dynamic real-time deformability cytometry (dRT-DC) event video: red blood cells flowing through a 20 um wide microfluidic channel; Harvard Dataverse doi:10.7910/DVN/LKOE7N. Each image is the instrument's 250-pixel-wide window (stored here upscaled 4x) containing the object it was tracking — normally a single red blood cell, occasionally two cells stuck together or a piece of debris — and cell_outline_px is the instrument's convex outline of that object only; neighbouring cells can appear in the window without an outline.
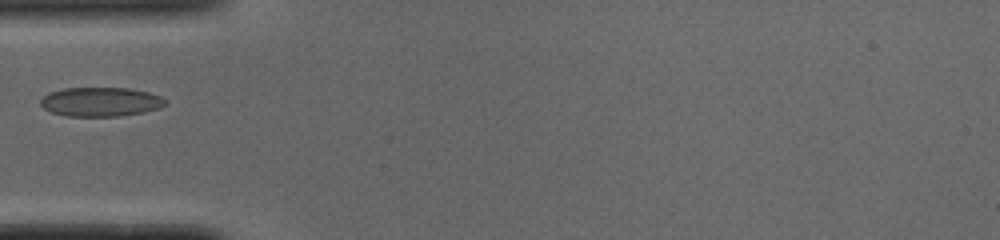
{"species": "common noctule bat (a hibernating species)", "species_latin": "Nyctalus noctula", "temperature_condition": "cold", "stored_images_in_passage": 36, "camera_frame_rate_fps": 3000, "um_per_image_px": 0.085, "animal": {"sex": "male", "body_mass_g": 19.0, "forearm_length_mm": 50.8}, "frame": {"image": 1, "passage_image": 1, "time_ms": 0.0, "image_size_px": [1000, 240], "cell_outline_px": [[168, 104], [160, 108], [144, 112], [120, 116], [68, 116], [52, 112], [44, 108], [40, 104], [40, 100], [48, 92], [64, 88], [128, 88], [148, 92], [160, 96], [168, 100]], "centroid_in_image_um": [8.59, 8.65], "position_along_channel_um": 76.4, "area_um2": 21.33}}
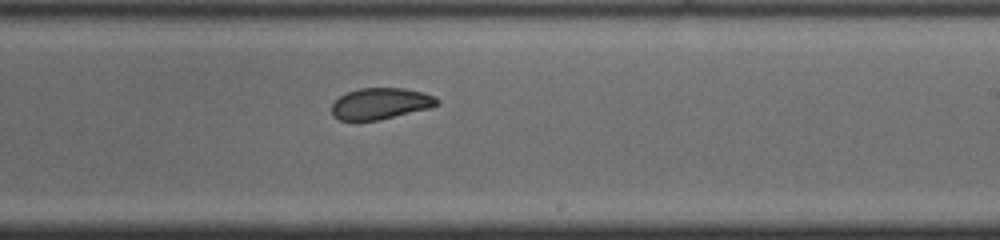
{"frame": {"image": 2, "passage_image": 15, "time_ms": 4.667, "image_size_px": [1000, 240], "cell_outline_px": [[440, 104], [432, 108], [380, 120], [340, 120], [332, 116], [332, 104], [340, 96], [348, 92], [360, 88], [404, 88], [424, 92], [436, 96], [440, 100]], "centroid_in_image_um": [32.41, 8.8], "position_along_channel_um": 256.6, "area_um2": 19.48}}
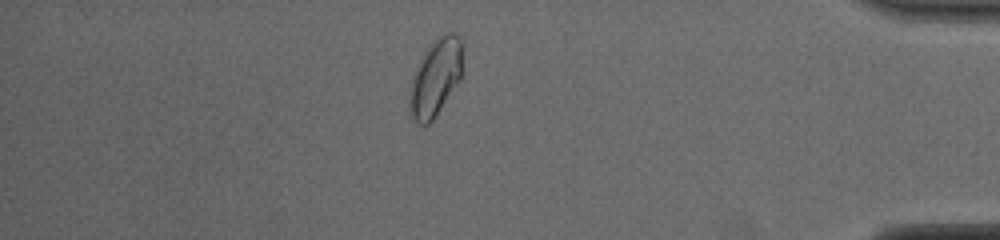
{"frame": {"image": 3, "passage_image": 29, "time_ms": 9.333, "image_size_px": [1000, 240], "cell_outline_px": [[464, 72], [460, 80], [432, 120], [428, 124], [420, 124], [412, 116], [412, 80], [424, 52], [432, 40], [448, 32], [456, 32], [460, 40], [464, 68]], "centroid_in_image_um": [37.11, 6.5], "position_along_channel_um": 398.1, "area_um2": 23.06}}